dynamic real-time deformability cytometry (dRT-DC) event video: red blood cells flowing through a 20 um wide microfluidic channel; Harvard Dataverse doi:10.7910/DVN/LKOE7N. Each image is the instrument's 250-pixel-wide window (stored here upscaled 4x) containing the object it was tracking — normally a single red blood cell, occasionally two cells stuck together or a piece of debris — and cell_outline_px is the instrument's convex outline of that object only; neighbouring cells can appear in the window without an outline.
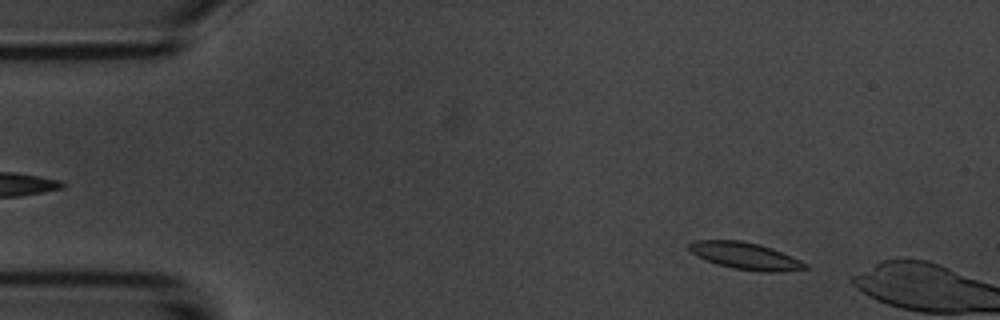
{"species": "common noctule bat (a hibernating species)", "species_latin": "Nyctalus noctula", "temperature_condition": "room temperature", "stored_images_in_passage": 2, "camera_frame_rate_fps": 3000, "um_per_image_px": 0.085, "animal": {"sex": "male", "body_mass_g": 20.1, "forearm_length_mm": 53.5}, "frame": {"image": 1, "passage_image": 1, "time_ms": 0.0, "image_size_px": [1000, 320], "cell_outline_px": [[812, 268], [780, 272], [760, 272], [732, 268], [716, 264], [696, 256], [688, 248], [688, 244], [696, 240], [740, 240], [760, 244], [772, 248], [800, 260], [808, 264]], "centroid_in_image_um": [63.38, 21.76], "position_along_channel_um": 21.6, "area_um2": 18.44}}